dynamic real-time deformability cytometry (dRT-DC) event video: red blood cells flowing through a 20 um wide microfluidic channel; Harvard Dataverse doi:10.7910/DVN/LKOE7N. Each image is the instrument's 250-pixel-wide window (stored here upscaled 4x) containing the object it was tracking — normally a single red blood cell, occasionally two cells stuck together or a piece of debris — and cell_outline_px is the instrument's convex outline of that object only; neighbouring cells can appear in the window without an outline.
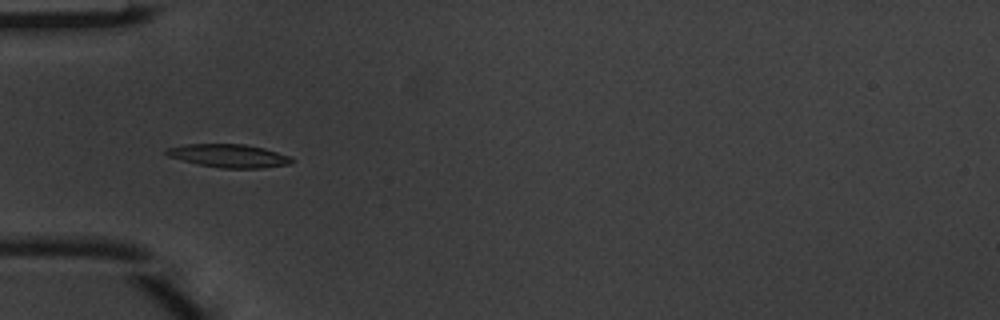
{"species": "common noctule bat (a hibernating species)", "species_latin": "Nyctalus noctula", "temperature_condition": "warm", "stored_images_in_passage": 4, "camera_frame_rate_fps": 3000, "um_per_image_px": 0.085, "animal": {"sex": "male", "body_mass_g": 20.1, "forearm_length_mm": 53.5}, "frame": {"image": 1, "passage_image": 3, "time_ms": 0.667, "image_size_px": [1000, 320], "cell_outline_px": [[292, 160], [288, 164], [260, 168], [220, 168], [200, 164], [168, 156], [164, 152], [168, 148], [184, 144], [244, 144], [264, 148], [292, 156]], "centroid_in_image_um": [19.46, 13.23], "position_along_channel_um": 65.5, "area_um2": 16.76}}